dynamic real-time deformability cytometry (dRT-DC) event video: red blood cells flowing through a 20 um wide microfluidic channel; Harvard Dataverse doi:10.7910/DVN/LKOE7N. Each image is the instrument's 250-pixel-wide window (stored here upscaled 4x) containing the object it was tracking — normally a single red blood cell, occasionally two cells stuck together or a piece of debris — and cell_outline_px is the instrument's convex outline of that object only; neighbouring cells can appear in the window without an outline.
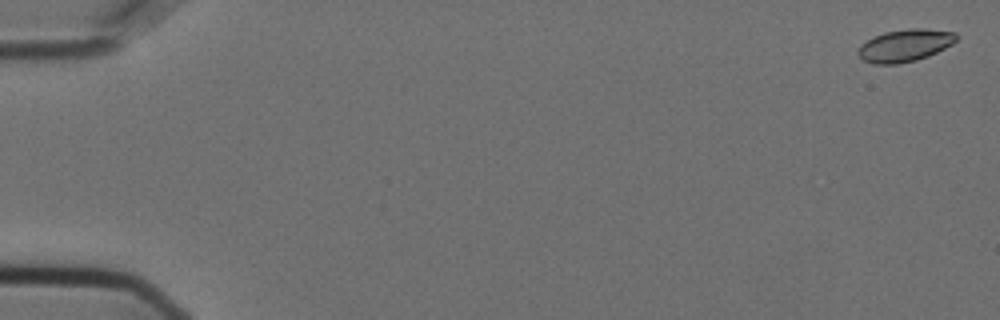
{"species": "Egyptian fruit bat (a non-hibernating species)", "species_latin": "Rousettus aegyptiacus", "temperature_condition": "cold", "stored_images_in_passage": 58, "camera_frame_rate_fps": 3000, "um_per_image_px": 0.085, "animal": {"sex": "female"}, "frame": {"image": 1, "passage_image": 2, "time_ms": 0.333, "image_size_px": [1000, 320], "cell_outline_px": [[956, 40], [952, 44], [928, 56], [916, 60], [896, 64], [872, 64], [864, 60], [856, 52], [860, 44], [884, 32], [908, 28], [924, 28], [956, 32]], "centroid_in_image_um": [76.9, 3.86], "position_along_channel_um": 8.1, "area_um2": 18.44}}
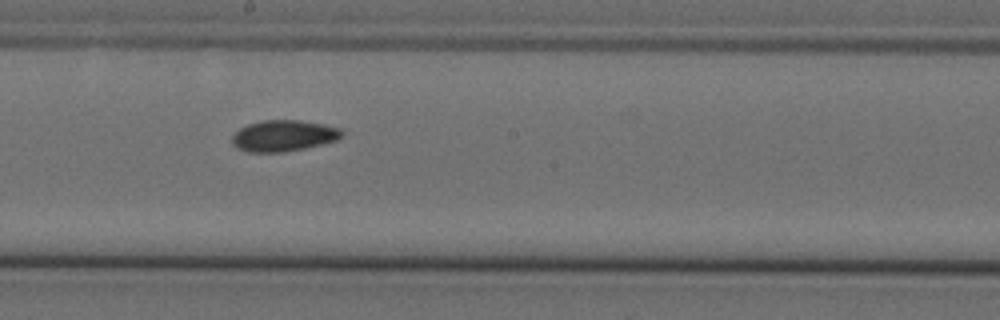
{"frame": {"image": 2, "passage_image": 33, "time_ms": 10.667, "image_size_px": [1000, 320], "cell_outline_px": [[344, 136], [336, 140], [304, 148], [284, 152], [248, 152], [236, 148], [232, 144], [232, 136], [240, 128], [248, 124], [264, 120], [300, 120], [324, 124], [340, 128], [344, 132]], "centroid_in_image_um": [24.11, 11.53], "position_along_channel_um": 224.1, "area_um2": 20.0}}
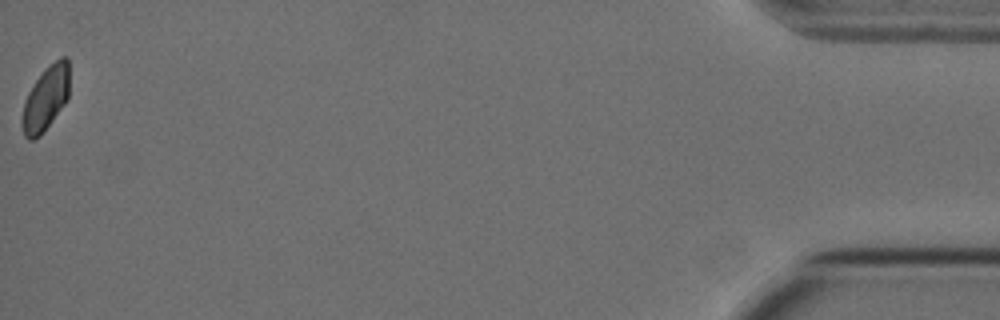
{"frame": {"image": 3, "passage_image": 58, "time_ms": 19.0, "image_size_px": [1000, 320], "cell_outline_px": [[68, 100], [44, 132], [40, 136], [32, 140], [28, 140], [24, 136], [20, 120], [24, 100], [28, 92], [36, 80], [60, 56], [68, 56]], "centroid_in_image_um": [3.86, 8.44], "position_along_channel_um": 431.3, "area_um2": 17.74}, "authors_computed_cell_mechanics": {"area_um2": 18.9295, "velocity_mm_per_s": 3.5938, "shape_relaxation_time_tau1_ms": null, "shape_relaxation_time_tau2_ms": 6.1211, "deformation_change_tau1": null, "deformation_change_tau2": 0.0723}}